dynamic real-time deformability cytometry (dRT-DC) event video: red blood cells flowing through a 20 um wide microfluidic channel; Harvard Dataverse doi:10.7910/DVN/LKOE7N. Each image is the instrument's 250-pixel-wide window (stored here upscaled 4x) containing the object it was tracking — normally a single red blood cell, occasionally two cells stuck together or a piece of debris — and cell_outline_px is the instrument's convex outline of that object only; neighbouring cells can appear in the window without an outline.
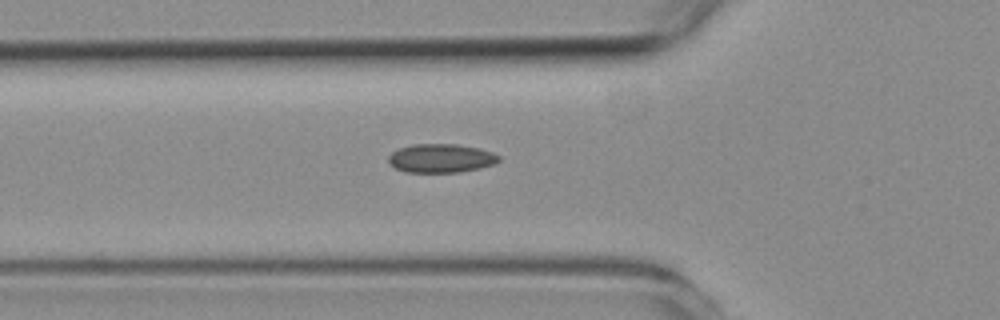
{"species": "common noctule bat (a hibernating species)", "species_latin": "Nyctalus noctula", "temperature_condition": "room temperature", "stored_images_in_passage": 39, "camera_frame_rate_fps": 3000, "um_per_image_px": 0.085, "animal": {"sex": "female", "body_mass_g": 19.3, "forearm_length_mm": 54.1}, "frame": {"image": 1, "passage_image": 3, "time_ms": 0.667, "image_size_px": [1000, 320], "cell_outline_px": [[500, 160], [492, 164], [480, 168], [460, 172], [404, 172], [388, 164], [388, 156], [392, 152], [400, 148], [412, 144], [456, 144], [476, 148], [492, 152], [500, 156]], "centroid_in_image_um": [37.45, 13.45], "position_along_channel_um": 88.4, "area_um2": 18.44}}
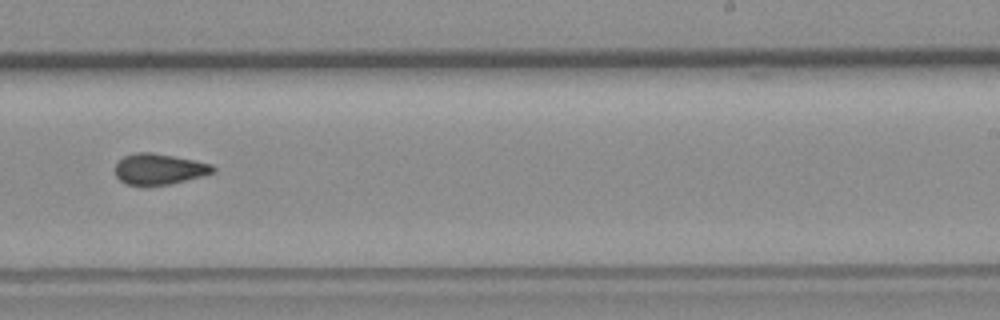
{"frame": {"image": 2, "passage_image": 18, "time_ms": 5.667, "image_size_px": [1000, 320], "cell_outline_px": [[216, 172], [204, 176], [168, 184], [128, 184], [120, 180], [116, 176], [116, 164], [124, 156], [136, 152], [152, 152], [212, 164], [216, 168]], "centroid_in_image_um": [13.56, 14.36], "position_along_channel_um": 275.4, "area_um2": 17.28}}
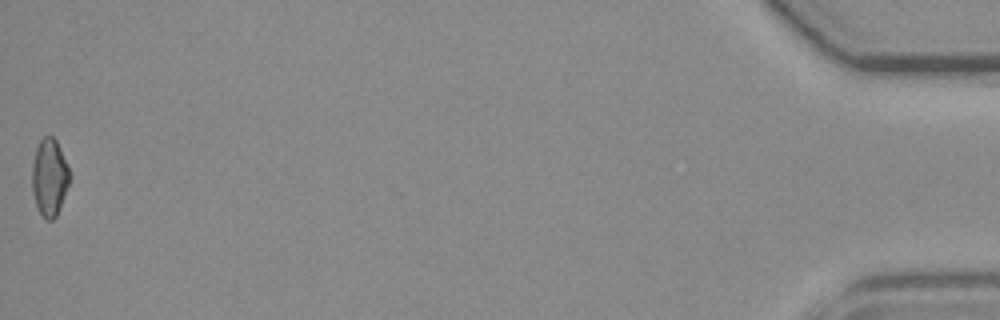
{"frame": {"image": 3, "passage_image": 39, "time_ms": 12.667, "image_size_px": [1000, 320], "cell_outline_px": [[72, 176], [60, 208], [56, 216], [52, 220], [44, 220], [36, 204], [32, 192], [32, 164], [36, 148], [40, 140], [44, 136], [52, 136], [56, 140], [60, 148]], "centroid_in_image_um": [4.21, 15.09], "position_along_channel_um": 431.0, "area_um2": 17.05}, "authors_computed_cell_mechanics": {"area_um2": 17.629, "velocity_mm_per_s": 3.7383, "shape_relaxation_time_tau1_ms": null, "shape_relaxation_time_tau2_ms": 3.898, "deformation_change_tau1": null, "deformation_change_tau2": 0.1002}}